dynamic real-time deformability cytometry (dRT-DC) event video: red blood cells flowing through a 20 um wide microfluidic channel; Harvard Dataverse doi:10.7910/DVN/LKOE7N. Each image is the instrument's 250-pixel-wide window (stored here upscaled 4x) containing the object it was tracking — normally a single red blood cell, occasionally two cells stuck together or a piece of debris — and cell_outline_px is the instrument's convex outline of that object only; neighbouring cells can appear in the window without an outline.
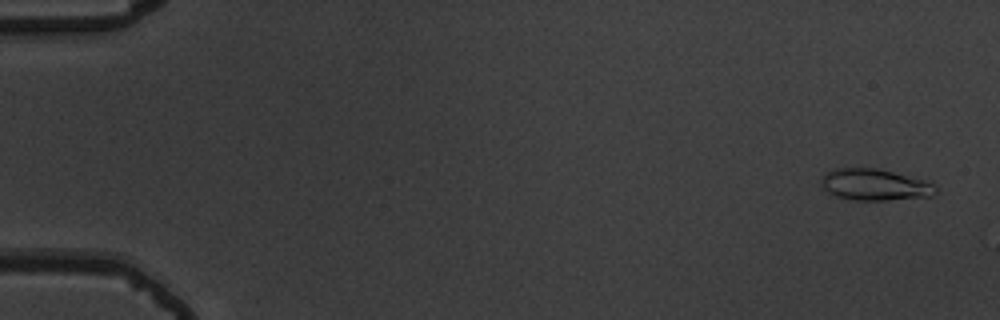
{"species": "common noctule bat (a hibernating species)", "species_latin": "Nyctalus noctula", "temperature_condition": "warm", "stored_images_in_passage": 18, "camera_frame_rate_fps": 3000, "um_per_image_px": 0.085, "animal": {"sex": "male", "body_mass_g": 19.5, "forearm_length_mm": 54.6}, "frame": {"image": 1, "passage_image": 3, "time_ms": 0.667, "image_size_px": [1000, 320], "cell_outline_px": [[936, 192], [932, 196], [888, 200], [852, 200], [836, 196], [828, 192], [820, 184], [820, 180], [824, 172], [832, 168], [880, 168], [932, 180], [936, 188]], "centroid_in_image_um": [74.39, 15.67], "position_along_channel_um": 10.6, "area_um2": 21.68}}